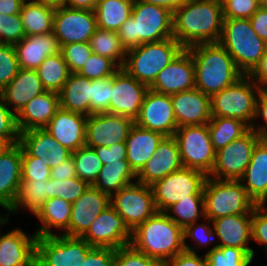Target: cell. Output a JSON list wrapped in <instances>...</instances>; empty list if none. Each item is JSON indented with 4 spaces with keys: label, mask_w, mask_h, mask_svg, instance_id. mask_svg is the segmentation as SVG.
<instances>
[{
    "label": "cell",
    "mask_w": 267,
    "mask_h": 266,
    "mask_svg": "<svg viewBox=\"0 0 267 266\" xmlns=\"http://www.w3.org/2000/svg\"><path fill=\"white\" fill-rule=\"evenodd\" d=\"M223 6L218 0H188L173 12V38L184 48L219 42Z\"/></svg>",
    "instance_id": "1"
},
{
    "label": "cell",
    "mask_w": 267,
    "mask_h": 266,
    "mask_svg": "<svg viewBox=\"0 0 267 266\" xmlns=\"http://www.w3.org/2000/svg\"><path fill=\"white\" fill-rule=\"evenodd\" d=\"M187 49L195 67V88L205 95L212 97L244 76L219 42L196 44Z\"/></svg>",
    "instance_id": "2"
},
{
    "label": "cell",
    "mask_w": 267,
    "mask_h": 266,
    "mask_svg": "<svg viewBox=\"0 0 267 266\" xmlns=\"http://www.w3.org/2000/svg\"><path fill=\"white\" fill-rule=\"evenodd\" d=\"M130 245L163 265L183 252V229L165 212H157L132 231Z\"/></svg>",
    "instance_id": "3"
},
{
    "label": "cell",
    "mask_w": 267,
    "mask_h": 266,
    "mask_svg": "<svg viewBox=\"0 0 267 266\" xmlns=\"http://www.w3.org/2000/svg\"><path fill=\"white\" fill-rule=\"evenodd\" d=\"M122 44L129 50L143 43L173 37V12L165 7L134 0L131 16L118 31Z\"/></svg>",
    "instance_id": "4"
},
{
    "label": "cell",
    "mask_w": 267,
    "mask_h": 266,
    "mask_svg": "<svg viewBox=\"0 0 267 266\" xmlns=\"http://www.w3.org/2000/svg\"><path fill=\"white\" fill-rule=\"evenodd\" d=\"M219 43L244 75H249L259 64L266 47L250 20L244 18L224 19Z\"/></svg>",
    "instance_id": "5"
},
{
    "label": "cell",
    "mask_w": 267,
    "mask_h": 266,
    "mask_svg": "<svg viewBox=\"0 0 267 266\" xmlns=\"http://www.w3.org/2000/svg\"><path fill=\"white\" fill-rule=\"evenodd\" d=\"M184 49L173 37L143 43L127 50L123 69L140 83L150 87L159 72Z\"/></svg>",
    "instance_id": "6"
},
{
    "label": "cell",
    "mask_w": 267,
    "mask_h": 266,
    "mask_svg": "<svg viewBox=\"0 0 267 266\" xmlns=\"http://www.w3.org/2000/svg\"><path fill=\"white\" fill-rule=\"evenodd\" d=\"M205 219L253 213L256 203L239 180H218L207 176L203 188Z\"/></svg>",
    "instance_id": "7"
},
{
    "label": "cell",
    "mask_w": 267,
    "mask_h": 266,
    "mask_svg": "<svg viewBox=\"0 0 267 266\" xmlns=\"http://www.w3.org/2000/svg\"><path fill=\"white\" fill-rule=\"evenodd\" d=\"M261 88L248 75L242 76L233 85L211 97L212 117L236 118L249 127L253 124L256 108V94Z\"/></svg>",
    "instance_id": "8"
},
{
    "label": "cell",
    "mask_w": 267,
    "mask_h": 266,
    "mask_svg": "<svg viewBox=\"0 0 267 266\" xmlns=\"http://www.w3.org/2000/svg\"><path fill=\"white\" fill-rule=\"evenodd\" d=\"M207 175L199 170L182 167L152 185L155 206L165 212L170 206L184 199H204L203 188Z\"/></svg>",
    "instance_id": "9"
},
{
    "label": "cell",
    "mask_w": 267,
    "mask_h": 266,
    "mask_svg": "<svg viewBox=\"0 0 267 266\" xmlns=\"http://www.w3.org/2000/svg\"><path fill=\"white\" fill-rule=\"evenodd\" d=\"M183 167L204 172L207 176L215 164L208 124L185 125L174 133Z\"/></svg>",
    "instance_id": "10"
},
{
    "label": "cell",
    "mask_w": 267,
    "mask_h": 266,
    "mask_svg": "<svg viewBox=\"0 0 267 266\" xmlns=\"http://www.w3.org/2000/svg\"><path fill=\"white\" fill-rule=\"evenodd\" d=\"M92 246L64 234L37 237L35 266H80Z\"/></svg>",
    "instance_id": "11"
},
{
    "label": "cell",
    "mask_w": 267,
    "mask_h": 266,
    "mask_svg": "<svg viewBox=\"0 0 267 266\" xmlns=\"http://www.w3.org/2000/svg\"><path fill=\"white\" fill-rule=\"evenodd\" d=\"M110 205L131 231L158 212L151 185L137 181L114 193L110 197Z\"/></svg>",
    "instance_id": "12"
},
{
    "label": "cell",
    "mask_w": 267,
    "mask_h": 266,
    "mask_svg": "<svg viewBox=\"0 0 267 266\" xmlns=\"http://www.w3.org/2000/svg\"><path fill=\"white\" fill-rule=\"evenodd\" d=\"M259 141L258 135L250 128L240 138L216 152L215 164L208 176L218 180H239Z\"/></svg>",
    "instance_id": "13"
},
{
    "label": "cell",
    "mask_w": 267,
    "mask_h": 266,
    "mask_svg": "<svg viewBox=\"0 0 267 266\" xmlns=\"http://www.w3.org/2000/svg\"><path fill=\"white\" fill-rule=\"evenodd\" d=\"M96 29L94 10L73 9L67 6L55 9L53 33L60 47L70 43L90 42Z\"/></svg>",
    "instance_id": "14"
},
{
    "label": "cell",
    "mask_w": 267,
    "mask_h": 266,
    "mask_svg": "<svg viewBox=\"0 0 267 266\" xmlns=\"http://www.w3.org/2000/svg\"><path fill=\"white\" fill-rule=\"evenodd\" d=\"M92 247L118 249L130 245L132 231L117 211L109 205L82 236Z\"/></svg>",
    "instance_id": "15"
},
{
    "label": "cell",
    "mask_w": 267,
    "mask_h": 266,
    "mask_svg": "<svg viewBox=\"0 0 267 266\" xmlns=\"http://www.w3.org/2000/svg\"><path fill=\"white\" fill-rule=\"evenodd\" d=\"M134 120L121 115L103 113L87 116L85 145L91 148L125 143Z\"/></svg>",
    "instance_id": "16"
},
{
    "label": "cell",
    "mask_w": 267,
    "mask_h": 266,
    "mask_svg": "<svg viewBox=\"0 0 267 266\" xmlns=\"http://www.w3.org/2000/svg\"><path fill=\"white\" fill-rule=\"evenodd\" d=\"M134 123L144 129L174 136L178 128L171 96L149 89Z\"/></svg>",
    "instance_id": "17"
},
{
    "label": "cell",
    "mask_w": 267,
    "mask_h": 266,
    "mask_svg": "<svg viewBox=\"0 0 267 266\" xmlns=\"http://www.w3.org/2000/svg\"><path fill=\"white\" fill-rule=\"evenodd\" d=\"M149 87L137 81L123 68L113 75V89L108 113L135 120Z\"/></svg>",
    "instance_id": "18"
},
{
    "label": "cell",
    "mask_w": 267,
    "mask_h": 266,
    "mask_svg": "<svg viewBox=\"0 0 267 266\" xmlns=\"http://www.w3.org/2000/svg\"><path fill=\"white\" fill-rule=\"evenodd\" d=\"M195 88V67L190 51L184 48L175 59L158 73L149 89L171 95Z\"/></svg>",
    "instance_id": "19"
},
{
    "label": "cell",
    "mask_w": 267,
    "mask_h": 266,
    "mask_svg": "<svg viewBox=\"0 0 267 266\" xmlns=\"http://www.w3.org/2000/svg\"><path fill=\"white\" fill-rule=\"evenodd\" d=\"M110 205V196L93 185L72 203L69 236L82 237L98 215Z\"/></svg>",
    "instance_id": "20"
},
{
    "label": "cell",
    "mask_w": 267,
    "mask_h": 266,
    "mask_svg": "<svg viewBox=\"0 0 267 266\" xmlns=\"http://www.w3.org/2000/svg\"><path fill=\"white\" fill-rule=\"evenodd\" d=\"M183 167L177 140L174 136H165L158 145L155 154L137 174V182L152 185L168 174Z\"/></svg>",
    "instance_id": "21"
},
{
    "label": "cell",
    "mask_w": 267,
    "mask_h": 266,
    "mask_svg": "<svg viewBox=\"0 0 267 266\" xmlns=\"http://www.w3.org/2000/svg\"><path fill=\"white\" fill-rule=\"evenodd\" d=\"M170 96L178 127L209 123L212 118L210 96L196 88Z\"/></svg>",
    "instance_id": "22"
},
{
    "label": "cell",
    "mask_w": 267,
    "mask_h": 266,
    "mask_svg": "<svg viewBox=\"0 0 267 266\" xmlns=\"http://www.w3.org/2000/svg\"><path fill=\"white\" fill-rule=\"evenodd\" d=\"M87 116L59 108L45 129L59 144L74 152L85 146Z\"/></svg>",
    "instance_id": "23"
},
{
    "label": "cell",
    "mask_w": 267,
    "mask_h": 266,
    "mask_svg": "<svg viewBox=\"0 0 267 266\" xmlns=\"http://www.w3.org/2000/svg\"><path fill=\"white\" fill-rule=\"evenodd\" d=\"M212 223L218 241H221L213 248L235 247L254 257L255 251L247 245L252 239V213L225 216L212 220Z\"/></svg>",
    "instance_id": "24"
},
{
    "label": "cell",
    "mask_w": 267,
    "mask_h": 266,
    "mask_svg": "<svg viewBox=\"0 0 267 266\" xmlns=\"http://www.w3.org/2000/svg\"><path fill=\"white\" fill-rule=\"evenodd\" d=\"M19 144L32 157L49 161L56 167L71 156V151L59 144L45 128L31 129L20 133Z\"/></svg>",
    "instance_id": "25"
},
{
    "label": "cell",
    "mask_w": 267,
    "mask_h": 266,
    "mask_svg": "<svg viewBox=\"0 0 267 266\" xmlns=\"http://www.w3.org/2000/svg\"><path fill=\"white\" fill-rule=\"evenodd\" d=\"M33 234L29 237L16 228L0 235V266H35L37 235Z\"/></svg>",
    "instance_id": "26"
},
{
    "label": "cell",
    "mask_w": 267,
    "mask_h": 266,
    "mask_svg": "<svg viewBox=\"0 0 267 266\" xmlns=\"http://www.w3.org/2000/svg\"><path fill=\"white\" fill-rule=\"evenodd\" d=\"M22 147L14 144L0 156V206L10 212L21 185Z\"/></svg>",
    "instance_id": "27"
},
{
    "label": "cell",
    "mask_w": 267,
    "mask_h": 266,
    "mask_svg": "<svg viewBox=\"0 0 267 266\" xmlns=\"http://www.w3.org/2000/svg\"><path fill=\"white\" fill-rule=\"evenodd\" d=\"M60 108L59 93L44 91L32 98L16 115L19 132L45 128Z\"/></svg>",
    "instance_id": "28"
},
{
    "label": "cell",
    "mask_w": 267,
    "mask_h": 266,
    "mask_svg": "<svg viewBox=\"0 0 267 266\" xmlns=\"http://www.w3.org/2000/svg\"><path fill=\"white\" fill-rule=\"evenodd\" d=\"M14 47L20 68L30 70H36L47 56L59 53L61 49L53 32L25 36Z\"/></svg>",
    "instance_id": "29"
},
{
    "label": "cell",
    "mask_w": 267,
    "mask_h": 266,
    "mask_svg": "<svg viewBox=\"0 0 267 266\" xmlns=\"http://www.w3.org/2000/svg\"><path fill=\"white\" fill-rule=\"evenodd\" d=\"M248 196L256 204L267 201V142L259 141L252 154L250 163L239 179ZM246 182V183H245Z\"/></svg>",
    "instance_id": "30"
},
{
    "label": "cell",
    "mask_w": 267,
    "mask_h": 266,
    "mask_svg": "<svg viewBox=\"0 0 267 266\" xmlns=\"http://www.w3.org/2000/svg\"><path fill=\"white\" fill-rule=\"evenodd\" d=\"M46 91L36 70L20 68L15 78L0 92L4 102L16 115L29 101Z\"/></svg>",
    "instance_id": "31"
},
{
    "label": "cell",
    "mask_w": 267,
    "mask_h": 266,
    "mask_svg": "<svg viewBox=\"0 0 267 266\" xmlns=\"http://www.w3.org/2000/svg\"><path fill=\"white\" fill-rule=\"evenodd\" d=\"M164 137L159 132L141 128L134 123L125 143L127 161L136 174L142 170L147 161L155 154Z\"/></svg>",
    "instance_id": "32"
},
{
    "label": "cell",
    "mask_w": 267,
    "mask_h": 266,
    "mask_svg": "<svg viewBox=\"0 0 267 266\" xmlns=\"http://www.w3.org/2000/svg\"><path fill=\"white\" fill-rule=\"evenodd\" d=\"M91 87L92 80L78 73H70L59 92L60 108L89 116Z\"/></svg>",
    "instance_id": "33"
},
{
    "label": "cell",
    "mask_w": 267,
    "mask_h": 266,
    "mask_svg": "<svg viewBox=\"0 0 267 266\" xmlns=\"http://www.w3.org/2000/svg\"><path fill=\"white\" fill-rule=\"evenodd\" d=\"M72 204L62 198H50L34 214L41 221L40 227L36 231L37 237L51 236V228H61L64 235L69 236V223Z\"/></svg>",
    "instance_id": "34"
},
{
    "label": "cell",
    "mask_w": 267,
    "mask_h": 266,
    "mask_svg": "<svg viewBox=\"0 0 267 266\" xmlns=\"http://www.w3.org/2000/svg\"><path fill=\"white\" fill-rule=\"evenodd\" d=\"M137 174L127 160H120L102 166L97 180L93 186L110 197L123 187L134 183Z\"/></svg>",
    "instance_id": "35"
},
{
    "label": "cell",
    "mask_w": 267,
    "mask_h": 266,
    "mask_svg": "<svg viewBox=\"0 0 267 266\" xmlns=\"http://www.w3.org/2000/svg\"><path fill=\"white\" fill-rule=\"evenodd\" d=\"M134 0H98L94 9L97 28L118 32L131 16Z\"/></svg>",
    "instance_id": "36"
},
{
    "label": "cell",
    "mask_w": 267,
    "mask_h": 266,
    "mask_svg": "<svg viewBox=\"0 0 267 266\" xmlns=\"http://www.w3.org/2000/svg\"><path fill=\"white\" fill-rule=\"evenodd\" d=\"M55 9L35 2L24 1L20 17L26 36L41 35L53 32Z\"/></svg>",
    "instance_id": "37"
},
{
    "label": "cell",
    "mask_w": 267,
    "mask_h": 266,
    "mask_svg": "<svg viewBox=\"0 0 267 266\" xmlns=\"http://www.w3.org/2000/svg\"><path fill=\"white\" fill-rule=\"evenodd\" d=\"M208 127L215 152L240 138L250 129L243 121L229 117H212Z\"/></svg>",
    "instance_id": "38"
},
{
    "label": "cell",
    "mask_w": 267,
    "mask_h": 266,
    "mask_svg": "<svg viewBox=\"0 0 267 266\" xmlns=\"http://www.w3.org/2000/svg\"><path fill=\"white\" fill-rule=\"evenodd\" d=\"M46 91L59 93L70 75L69 68L61 52L47 56L36 69Z\"/></svg>",
    "instance_id": "39"
},
{
    "label": "cell",
    "mask_w": 267,
    "mask_h": 266,
    "mask_svg": "<svg viewBox=\"0 0 267 266\" xmlns=\"http://www.w3.org/2000/svg\"><path fill=\"white\" fill-rule=\"evenodd\" d=\"M47 199H49L48 180H21L18 197L10 212L16 213L20 207H24L35 214Z\"/></svg>",
    "instance_id": "40"
},
{
    "label": "cell",
    "mask_w": 267,
    "mask_h": 266,
    "mask_svg": "<svg viewBox=\"0 0 267 266\" xmlns=\"http://www.w3.org/2000/svg\"><path fill=\"white\" fill-rule=\"evenodd\" d=\"M89 43L93 53L108 57L120 68L123 67L127 50L122 44L118 32L97 28Z\"/></svg>",
    "instance_id": "41"
},
{
    "label": "cell",
    "mask_w": 267,
    "mask_h": 266,
    "mask_svg": "<svg viewBox=\"0 0 267 266\" xmlns=\"http://www.w3.org/2000/svg\"><path fill=\"white\" fill-rule=\"evenodd\" d=\"M71 155L75 162L77 177L93 185L103 166L94 148L85 145L72 152Z\"/></svg>",
    "instance_id": "42"
},
{
    "label": "cell",
    "mask_w": 267,
    "mask_h": 266,
    "mask_svg": "<svg viewBox=\"0 0 267 266\" xmlns=\"http://www.w3.org/2000/svg\"><path fill=\"white\" fill-rule=\"evenodd\" d=\"M173 213V215L170 214ZM165 213L182 229L197 222L199 217L205 219L204 199H184L170 206ZM176 215V216H175Z\"/></svg>",
    "instance_id": "43"
},
{
    "label": "cell",
    "mask_w": 267,
    "mask_h": 266,
    "mask_svg": "<svg viewBox=\"0 0 267 266\" xmlns=\"http://www.w3.org/2000/svg\"><path fill=\"white\" fill-rule=\"evenodd\" d=\"M207 266H249L253 257L235 247L211 248L206 254Z\"/></svg>",
    "instance_id": "44"
},
{
    "label": "cell",
    "mask_w": 267,
    "mask_h": 266,
    "mask_svg": "<svg viewBox=\"0 0 267 266\" xmlns=\"http://www.w3.org/2000/svg\"><path fill=\"white\" fill-rule=\"evenodd\" d=\"M49 185V199L50 198H62L65 201L74 203L85 190L89 187L86 181L74 177L68 180H56L53 178L48 179Z\"/></svg>",
    "instance_id": "45"
},
{
    "label": "cell",
    "mask_w": 267,
    "mask_h": 266,
    "mask_svg": "<svg viewBox=\"0 0 267 266\" xmlns=\"http://www.w3.org/2000/svg\"><path fill=\"white\" fill-rule=\"evenodd\" d=\"M113 89V76L92 80L90 115L108 113Z\"/></svg>",
    "instance_id": "46"
},
{
    "label": "cell",
    "mask_w": 267,
    "mask_h": 266,
    "mask_svg": "<svg viewBox=\"0 0 267 266\" xmlns=\"http://www.w3.org/2000/svg\"><path fill=\"white\" fill-rule=\"evenodd\" d=\"M120 67L110 58L92 53L90 59L78 72L79 75L90 80H97L113 76Z\"/></svg>",
    "instance_id": "47"
},
{
    "label": "cell",
    "mask_w": 267,
    "mask_h": 266,
    "mask_svg": "<svg viewBox=\"0 0 267 266\" xmlns=\"http://www.w3.org/2000/svg\"><path fill=\"white\" fill-rule=\"evenodd\" d=\"M60 52L67 63L70 73H78L93 53L89 42L63 45Z\"/></svg>",
    "instance_id": "48"
},
{
    "label": "cell",
    "mask_w": 267,
    "mask_h": 266,
    "mask_svg": "<svg viewBox=\"0 0 267 266\" xmlns=\"http://www.w3.org/2000/svg\"><path fill=\"white\" fill-rule=\"evenodd\" d=\"M19 69L14 45L0 43V92L15 78Z\"/></svg>",
    "instance_id": "49"
},
{
    "label": "cell",
    "mask_w": 267,
    "mask_h": 266,
    "mask_svg": "<svg viewBox=\"0 0 267 266\" xmlns=\"http://www.w3.org/2000/svg\"><path fill=\"white\" fill-rule=\"evenodd\" d=\"M51 178L49 161L30 156L22 148L21 180H48Z\"/></svg>",
    "instance_id": "50"
},
{
    "label": "cell",
    "mask_w": 267,
    "mask_h": 266,
    "mask_svg": "<svg viewBox=\"0 0 267 266\" xmlns=\"http://www.w3.org/2000/svg\"><path fill=\"white\" fill-rule=\"evenodd\" d=\"M25 36L20 14L4 15L0 13V43L15 45Z\"/></svg>",
    "instance_id": "51"
},
{
    "label": "cell",
    "mask_w": 267,
    "mask_h": 266,
    "mask_svg": "<svg viewBox=\"0 0 267 266\" xmlns=\"http://www.w3.org/2000/svg\"><path fill=\"white\" fill-rule=\"evenodd\" d=\"M114 266H163V264L128 245L115 249Z\"/></svg>",
    "instance_id": "52"
},
{
    "label": "cell",
    "mask_w": 267,
    "mask_h": 266,
    "mask_svg": "<svg viewBox=\"0 0 267 266\" xmlns=\"http://www.w3.org/2000/svg\"><path fill=\"white\" fill-rule=\"evenodd\" d=\"M260 7V0H228L223 5V16L224 19H249Z\"/></svg>",
    "instance_id": "53"
},
{
    "label": "cell",
    "mask_w": 267,
    "mask_h": 266,
    "mask_svg": "<svg viewBox=\"0 0 267 266\" xmlns=\"http://www.w3.org/2000/svg\"><path fill=\"white\" fill-rule=\"evenodd\" d=\"M0 137L6 139H19L20 132L17 127V116L4 102L0 94Z\"/></svg>",
    "instance_id": "54"
},
{
    "label": "cell",
    "mask_w": 267,
    "mask_h": 266,
    "mask_svg": "<svg viewBox=\"0 0 267 266\" xmlns=\"http://www.w3.org/2000/svg\"><path fill=\"white\" fill-rule=\"evenodd\" d=\"M265 204H256L252 213V240L264 245L267 250V208Z\"/></svg>",
    "instance_id": "55"
},
{
    "label": "cell",
    "mask_w": 267,
    "mask_h": 266,
    "mask_svg": "<svg viewBox=\"0 0 267 266\" xmlns=\"http://www.w3.org/2000/svg\"><path fill=\"white\" fill-rule=\"evenodd\" d=\"M115 249L109 247H92L80 266H114Z\"/></svg>",
    "instance_id": "56"
},
{
    "label": "cell",
    "mask_w": 267,
    "mask_h": 266,
    "mask_svg": "<svg viewBox=\"0 0 267 266\" xmlns=\"http://www.w3.org/2000/svg\"><path fill=\"white\" fill-rule=\"evenodd\" d=\"M213 231L214 230L210 226L205 224L197 225V222H195L194 224L188 225L183 229L184 242L186 238L190 237L199 246H206L213 242L215 235L217 236V233Z\"/></svg>",
    "instance_id": "57"
},
{
    "label": "cell",
    "mask_w": 267,
    "mask_h": 266,
    "mask_svg": "<svg viewBox=\"0 0 267 266\" xmlns=\"http://www.w3.org/2000/svg\"><path fill=\"white\" fill-rule=\"evenodd\" d=\"M94 150L103 165L118 162L120 160H127L126 143H118L110 145L109 147H94Z\"/></svg>",
    "instance_id": "58"
},
{
    "label": "cell",
    "mask_w": 267,
    "mask_h": 266,
    "mask_svg": "<svg viewBox=\"0 0 267 266\" xmlns=\"http://www.w3.org/2000/svg\"><path fill=\"white\" fill-rule=\"evenodd\" d=\"M185 250L171 258L163 266H207L206 256L200 258L196 251L184 242Z\"/></svg>",
    "instance_id": "59"
},
{
    "label": "cell",
    "mask_w": 267,
    "mask_h": 266,
    "mask_svg": "<svg viewBox=\"0 0 267 266\" xmlns=\"http://www.w3.org/2000/svg\"><path fill=\"white\" fill-rule=\"evenodd\" d=\"M258 116L262 117L265 124L263 126H256L253 123L250 128L258 135L261 141L267 142V89H261L259 94H257L254 120Z\"/></svg>",
    "instance_id": "60"
},
{
    "label": "cell",
    "mask_w": 267,
    "mask_h": 266,
    "mask_svg": "<svg viewBox=\"0 0 267 266\" xmlns=\"http://www.w3.org/2000/svg\"><path fill=\"white\" fill-rule=\"evenodd\" d=\"M74 177H77V172L72 155L56 167L51 168V178L58 181L68 180Z\"/></svg>",
    "instance_id": "61"
},
{
    "label": "cell",
    "mask_w": 267,
    "mask_h": 266,
    "mask_svg": "<svg viewBox=\"0 0 267 266\" xmlns=\"http://www.w3.org/2000/svg\"><path fill=\"white\" fill-rule=\"evenodd\" d=\"M249 20L255 33L267 43V10L260 7Z\"/></svg>",
    "instance_id": "62"
},
{
    "label": "cell",
    "mask_w": 267,
    "mask_h": 266,
    "mask_svg": "<svg viewBox=\"0 0 267 266\" xmlns=\"http://www.w3.org/2000/svg\"><path fill=\"white\" fill-rule=\"evenodd\" d=\"M261 89H267V43L259 64L248 75Z\"/></svg>",
    "instance_id": "63"
},
{
    "label": "cell",
    "mask_w": 267,
    "mask_h": 266,
    "mask_svg": "<svg viewBox=\"0 0 267 266\" xmlns=\"http://www.w3.org/2000/svg\"><path fill=\"white\" fill-rule=\"evenodd\" d=\"M25 0H0V13L4 15L20 14Z\"/></svg>",
    "instance_id": "64"
},
{
    "label": "cell",
    "mask_w": 267,
    "mask_h": 266,
    "mask_svg": "<svg viewBox=\"0 0 267 266\" xmlns=\"http://www.w3.org/2000/svg\"><path fill=\"white\" fill-rule=\"evenodd\" d=\"M98 0H64V6L73 9L94 10Z\"/></svg>",
    "instance_id": "65"
},
{
    "label": "cell",
    "mask_w": 267,
    "mask_h": 266,
    "mask_svg": "<svg viewBox=\"0 0 267 266\" xmlns=\"http://www.w3.org/2000/svg\"><path fill=\"white\" fill-rule=\"evenodd\" d=\"M140 1L162 6L174 12L180 6L185 4L188 0H140Z\"/></svg>",
    "instance_id": "66"
},
{
    "label": "cell",
    "mask_w": 267,
    "mask_h": 266,
    "mask_svg": "<svg viewBox=\"0 0 267 266\" xmlns=\"http://www.w3.org/2000/svg\"><path fill=\"white\" fill-rule=\"evenodd\" d=\"M16 143H19V139H6L0 137V156L8 151Z\"/></svg>",
    "instance_id": "67"
},
{
    "label": "cell",
    "mask_w": 267,
    "mask_h": 266,
    "mask_svg": "<svg viewBox=\"0 0 267 266\" xmlns=\"http://www.w3.org/2000/svg\"><path fill=\"white\" fill-rule=\"evenodd\" d=\"M37 4L45 5L48 7H52L54 9L60 8L64 6V0H31Z\"/></svg>",
    "instance_id": "68"
},
{
    "label": "cell",
    "mask_w": 267,
    "mask_h": 266,
    "mask_svg": "<svg viewBox=\"0 0 267 266\" xmlns=\"http://www.w3.org/2000/svg\"><path fill=\"white\" fill-rule=\"evenodd\" d=\"M6 223H8V216L6 215L5 218L0 216V225H4ZM0 229H1V227H0Z\"/></svg>",
    "instance_id": "69"
},
{
    "label": "cell",
    "mask_w": 267,
    "mask_h": 266,
    "mask_svg": "<svg viewBox=\"0 0 267 266\" xmlns=\"http://www.w3.org/2000/svg\"><path fill=\"white\" fill-rule=\"evenodd\" d=\"M261 7L267 10V0H260Z\"/></svg>",
    "instance_id": "70"
},
{
    "label": "cell",
    "mask_w": 267,
    "mask_h": 266,
    "mask_svg": "<svg viewBox=\"0 0 267 266\" xmlns=\"http://www.w3.org/2000/svg\"><path fill=\"white\" fill-rule=\"evenodd\" d=\"M221 4H222V6L228 1V0H218Z\"/></svg>",
    "instance_id": "71"
}]
</instances>
